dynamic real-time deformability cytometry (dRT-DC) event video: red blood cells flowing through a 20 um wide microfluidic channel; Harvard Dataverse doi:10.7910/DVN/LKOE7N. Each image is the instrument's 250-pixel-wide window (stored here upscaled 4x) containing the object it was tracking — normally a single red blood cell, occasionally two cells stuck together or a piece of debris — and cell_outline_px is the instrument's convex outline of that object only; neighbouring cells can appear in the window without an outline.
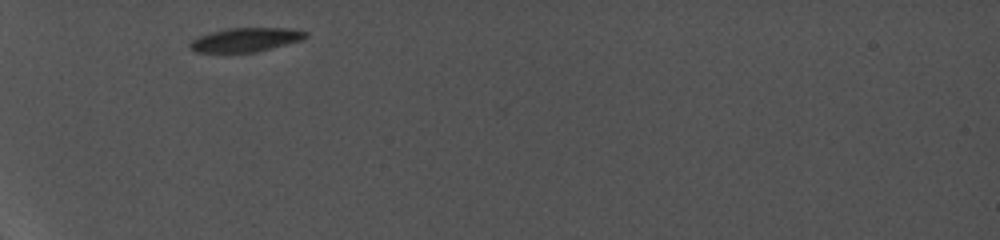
{"species": "common noctule bat (a hibernating species)", "species_latin": "Nyctalus noctula", "temperature_condition": "cold", "stored_images_in_passage": 25, "camera_frame_rate_fps": 5000, "um_per_image_px": 0.085, "animal": {"sex": "female", "body_mass_g": 19.0, "forearm_length_mm": 56.7}, "frame": {"image": 1, "passage_image": 1, "time_ms": 0.0, "image_size_px": [1000, 240], "cell_outline_px": [[308, 36], [300, 40], [256, 52], [196, 52], [188, 44], [192, 40], [200, 36], [212, 32], [228, 28], [292, 28], [308, 32]], "centroid_in_image_um": [20.9, 3.37], "position_along_channel_um": 64.1, "area_um2": 15.9}}
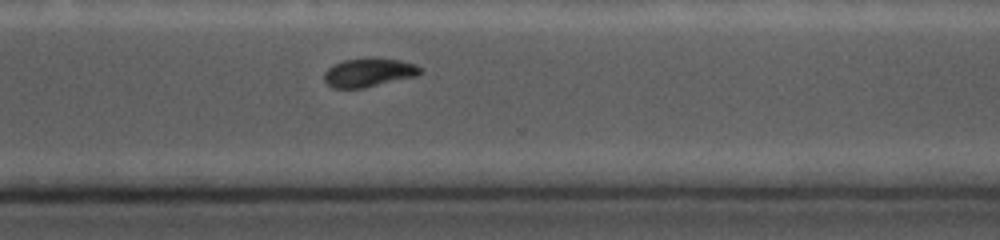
{"frame": {"image": 2, "passage_image": 18, "time_ms": 7.8, "image_size_px": [1000, 240], "cell_outline_px": [[424, 72], [416, 76], [364, 88], [332, 88], [324, 80], [324, 72], [332, 64], [344, 60], [364, 56], [372, 56], [400, 60], [416, 64]], "centroid_in_image_um": [31.34, 6.13], "position_along_channel_um": 339.3, "area_um2": 16.53}}
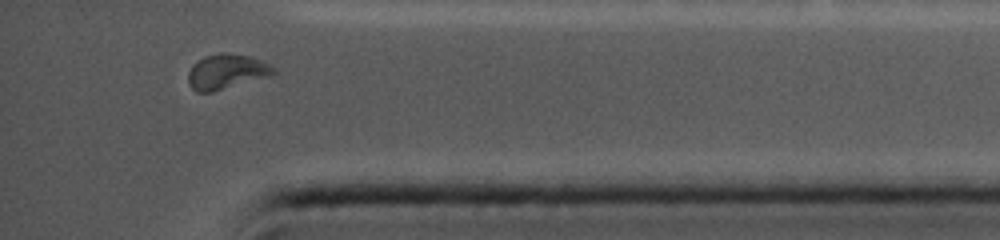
{"frame": {"image": 3, "passage_image": 23, "time_ms": 9.8, "image_size_px": [1000, 240], "cell_outline_px": [[276, 72], [268, 76], [212, 92], [196, 92], [188, 84], [188, 72], [192, 64], [196, 60], [204, 56], [220, 52], [224, 52], [248, 56], [260, 60], [276, 68]], "centroid_in_image_um": [19.2, 6.08], "position_along_channel_um": 416.0, "area_um2": 17.34}, "authors_computed_cell_mechanics": {"area_um2": 17.34, "velocity_mm_per_s": 3.7968, "shape_relaxation_time_tau1_ms": 2.7833, "shape_relaxation_time_tau2_ms": null, "deformation_change_tau1": 0.1084, "deformation_change_tau2": null}}